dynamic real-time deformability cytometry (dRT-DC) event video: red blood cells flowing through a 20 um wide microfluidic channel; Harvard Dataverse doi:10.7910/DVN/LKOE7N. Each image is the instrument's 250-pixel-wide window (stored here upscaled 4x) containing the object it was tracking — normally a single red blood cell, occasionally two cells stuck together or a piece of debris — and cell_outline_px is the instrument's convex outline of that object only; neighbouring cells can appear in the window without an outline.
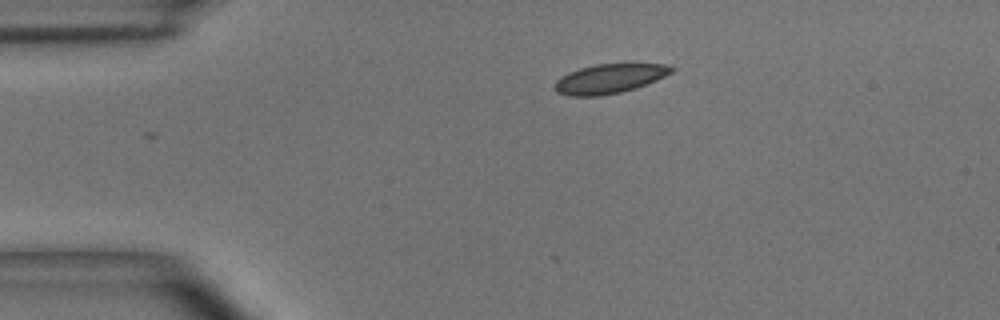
{"species": "common noctule bat (a hibernating species)", "species_latin": "Nyctalus noctula", "temperature_condition": "room temperature", "stored_images_in_passage": 36, "camera_frame_rate_fps": 3000, "um_per_image_px": 0.085, "animal": {"sex": "male", "body_mass_g": 15.6}, "frame": {"image": 1, "passage_image": 1, "time_ms": 0.0, "image_size_px": [1000, 320], "cell_outline_px": [[676, 68], [672, 72], [656, 80], [636, 88], [620, 92], [600, 96], [568, 96], [556, 92], [552, 88], [552, 84], [560, 76], [568, 72], [580, 68], [596, 64], [668, 64]], "centroid_in_image_um": [51.74, 6.69], "position_along_channel_um": 33.3, "area_um2": 20.17}}
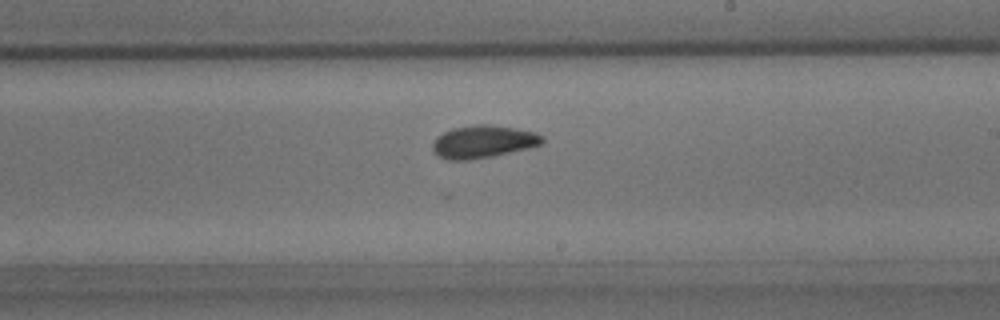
{"frame": {"image": 2, "passage_image": 20, "time_ms": 6.333, "image_size_px": [1000, 320], "cell_outline_px": [[544, 140], [540, 144], [528, 148], [492, 156], [468, 160], [448, 160], [436, 156], [432, 152], [432, 144], [436, 136], [452, 128], [476, 124], [488, 124], [516, 128], [536, 132], [544, 136]], "centroid_in_image_um": [41.03, 12.04], "position_along_channel_um": 248.0, "area_um2": 21.04}}
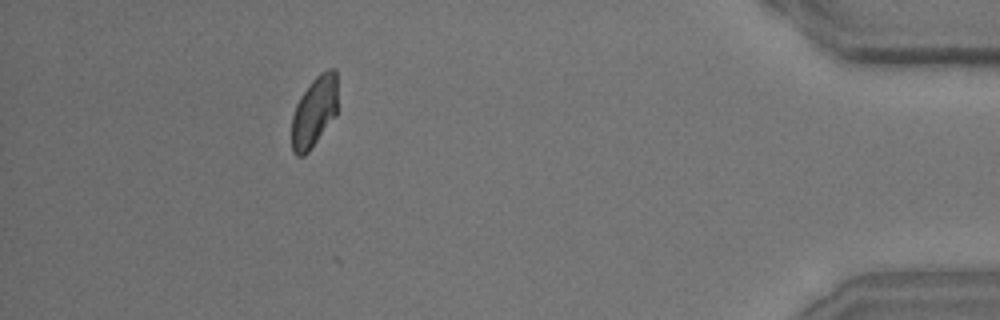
{"frame": {"image": 3, "passage_image": 36, "time_ms": 11.667, "image_size_px": [1000, 320], "cell_outline_px": [[336, 116], [308, 152], [304, 156], [296, 156], [292, 152], [292, 116], [296, 104], [300, 96], [312, 80], [320, 72], [328, 68], [336, 68]], "centroid_in_image_um": [26.7, 9.49], "position_along_channel_um": 408.5, "area_um2": 18.96}, "authors_computed_cell_mechanics": {"area_um2": 20.2878, "velocity_mm_per_s": 4.0247, "shape_relaxation_time_tau1_ms": null, "shape_relaxation_time_tau2_ms": 1.5538, "deformation_change_tau1": null, "deformation_change_tau2": 0.0632}}